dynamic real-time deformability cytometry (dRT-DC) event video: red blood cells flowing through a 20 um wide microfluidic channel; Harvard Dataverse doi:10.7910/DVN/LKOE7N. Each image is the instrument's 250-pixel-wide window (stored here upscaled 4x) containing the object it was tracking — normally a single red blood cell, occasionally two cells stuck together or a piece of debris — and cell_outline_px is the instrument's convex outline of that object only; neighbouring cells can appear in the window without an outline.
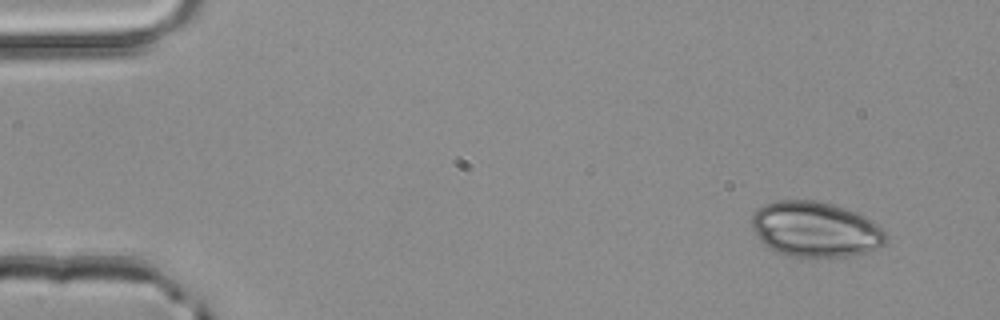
{"species": "common noctule bat (a hibernating species)", "species_latin": "Nyctalus noctula", "temperature_condition": "room temperature", "stored_images_in_passage": 2, "camera_frame_rate_fps": 3000, "um_per_image_px": 0.085, "animal": {"sex": "male", "body_mass_g": 20.4}, "frame": {"image": 1, "passage_image": 1, "time_ms": 0.0, "image_size_px": [1000, 320], "cell_outline_px": [[888, 240], [884, 244], [876, 248], [864, 252], [848, 256], [792, 256], [776, 252], [768, 248], [756, 236], [752, 224], [752, 212], [756, 208], [764, 204], [780, 200], [816, 200], [832, 204], [856, 212], [872, 220], [888, 236]], "centroid_in_image_um": [69.28, 19.48], "position_along_channel_um": 15.7, "area_um2": 43.18}}